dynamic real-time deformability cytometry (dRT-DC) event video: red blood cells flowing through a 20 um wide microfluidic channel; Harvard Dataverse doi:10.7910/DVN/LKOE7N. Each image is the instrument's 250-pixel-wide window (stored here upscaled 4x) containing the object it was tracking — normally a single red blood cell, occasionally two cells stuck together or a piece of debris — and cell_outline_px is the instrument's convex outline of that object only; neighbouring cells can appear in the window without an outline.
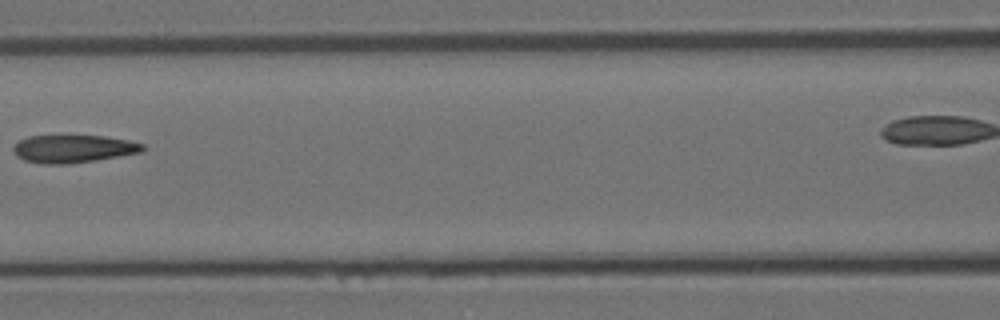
{"species": "Egyptian fruit bat (a non-hibernating species)", "species_latin": "Rousettus aegyptiacus", "temperature_condition": "room temperature", "stored_images_in_passage": 5, "camera_frame_rate_fps": 3000, "um_per_image_px": 0.085, "animal": {"sex": "female"}, "frame": {"image": 1, "passage_image": 3, "time_ms": 0.667, "image_size_px": [1000, 320], "cell_outline_px": [[144, 148], [140, 152], [96, 160], [64, 164], [40, 164], [24, 160], [16, 156], [12, 148], [20, 140], [28, 136], [104, 136], [128, 140], [144, 144]], "centroid_in_image_um": [6.19, 12.65], "position_along_channel_um": 160.4, "area_um2": 20.75}}
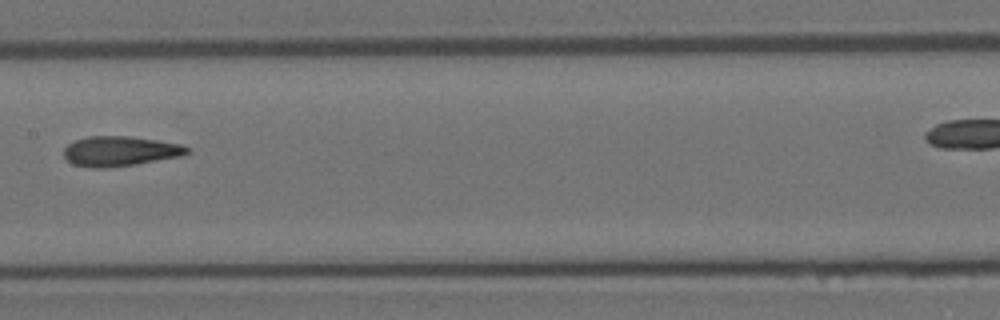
{"frame": {"image": 2, "passage_image": 4, "time_ms": 1.0, "image_size_px": [1000, 320], "cell_outline_px": [[188, 152], [180, 156], [136, 164], [104, 168], [92, 168], [72, 164], [64, 156], [64, 148], [68, 144], [76, 140], [88, 136], [128, 136], [156, 140], [180, 144], [188, 148]], "centroid_in_image_um": [10.15, 12.85], "position_along_channel_um": 197.2, "area_um2": 21.27}}